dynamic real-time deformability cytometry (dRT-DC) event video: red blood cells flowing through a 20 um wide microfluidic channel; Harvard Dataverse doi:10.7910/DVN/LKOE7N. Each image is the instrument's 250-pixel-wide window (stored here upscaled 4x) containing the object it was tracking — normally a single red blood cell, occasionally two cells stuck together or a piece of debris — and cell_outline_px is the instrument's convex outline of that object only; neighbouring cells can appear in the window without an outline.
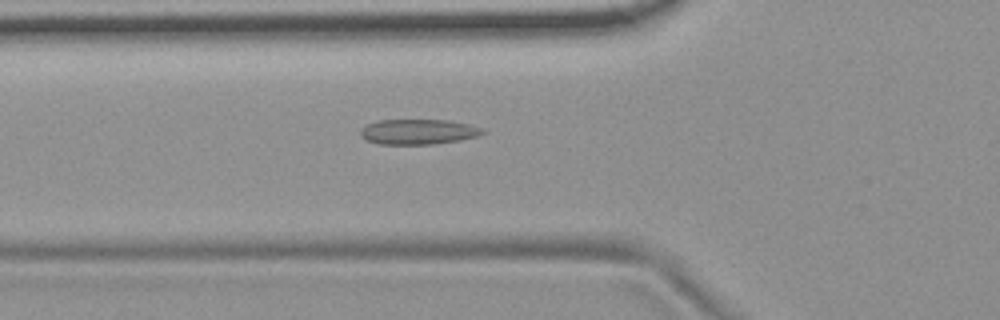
{"species": "common noctule bat (a hibernating species)", "species_latin": "Nyctalus noctula", "temperature_condition": "room temperature", "stored_images_in_passage": 42, "camera_frame_rate_fps": 3000, "um_per_image_px": 0.085, "animal": {"sex": "female", "body_mass_g": 19.9}, "frame": {"image": 1, "passage_image": 8, "time_ms": 2.333, "image_size_px": [1000, 320], "cell_outline_px": [[488, 132], [476, 136], [460, 140], [436, 144], [376, 144], [364, 140], [360, 136], [360, 132], [368, 124], [380, 120], [448, 120], [468, 124], [480, 128]], "centroid_in_image_um": [35.54, 11.21], "position_along_channel_um": 90.3, "area_um2": 17.92}}
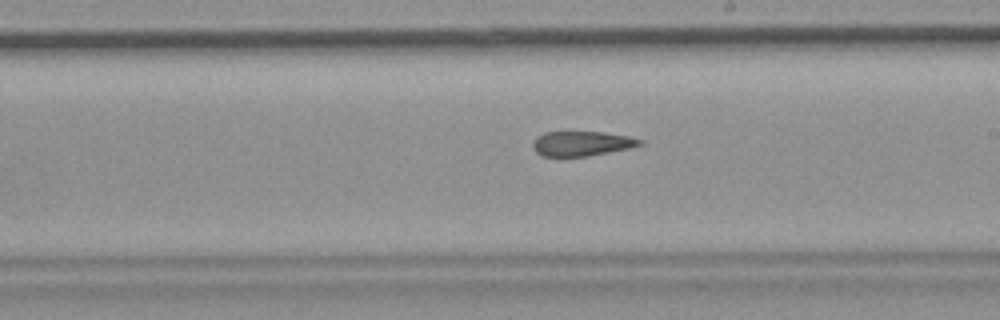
{"frame": {"image": 2, "passage_image": 20, "time_ms": 6.333, "image_size_px": [1000, 320], "cell_outline_px": [[644, 144], [628, 148], [588, 156], [540, 156], [532, 148], [532, 144], [536, 136], [544, 132], [604, 132], [628, 136], [644, 140]], "centroid_in_image_um": [49.42, 12.2], "position_along_channel_um": 239.6, "area_um2": 15.49}}
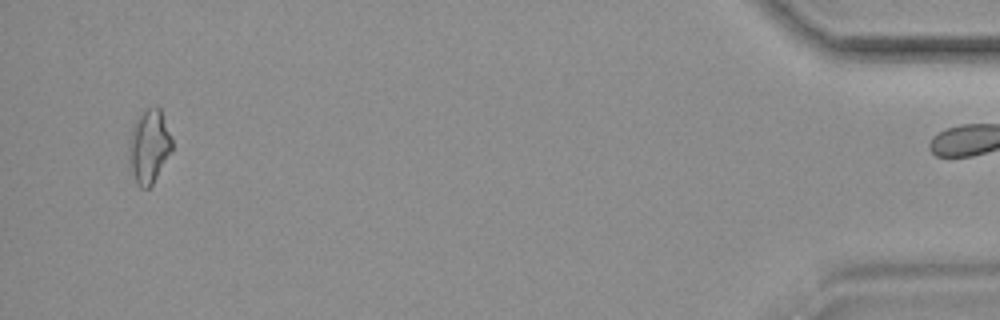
{"frame": {"image": 3, "passage_image": 41, "time_ms": 13.333, "image_size_px": [1000, 320], "cell_outline_px": [[172, 148], [152, 184], [148, 188], [140, 188], [136, 184], [132, 168], [128, 148], [128, 144], [132, 128], [140, 112], [156, 104], [160, 108], [172, 140]], "centroid_in_image_um": [12.66, 12.39], "position_along_channel_um": 422.5, "area_um2": 18.09}, "authors_computed_cell_mechanics": {"area_um2": 16.9354, "velocity_mm_per_s": 3.7315, "shape_relaxation_time_tau1_ms": null, "shape_relaxation_time_tau2_ms": 4.1768, "deformation_change_tau1": null, "deformation_change_tau2": 0.1175}}